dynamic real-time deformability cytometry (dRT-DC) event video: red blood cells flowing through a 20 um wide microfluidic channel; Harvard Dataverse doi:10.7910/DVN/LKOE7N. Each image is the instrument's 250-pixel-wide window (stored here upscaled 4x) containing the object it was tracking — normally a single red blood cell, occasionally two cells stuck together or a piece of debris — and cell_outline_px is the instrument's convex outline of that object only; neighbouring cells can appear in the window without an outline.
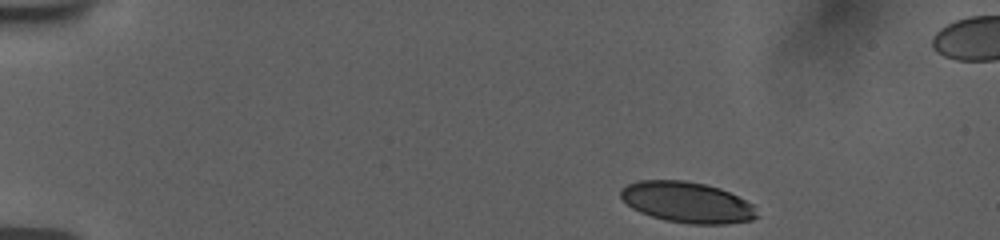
{"species": "human", "species_latin": "Homo sapiens", "temperature_condition": "room temperature", "stored_images_in_passage": 47, "camera_frame_rate_fps": 3000, "um_per_image_px": 0.085, "donor": {"sex": "female"}, "frame": {"image": 1, "passage_image": 1, "time_ms": 0.0, "image_size_px": [1000, 240], "cell_outline_px": [[760, 216], [752, 220], [728, 224], [688, 224], [664, 220], [640, 212], [632, 208], [620, 196], [620, 188], [636, 180], [684, 180], [704, 184], [720, 188], [752, 204]], "centroid_in_image_um": [58.4, 17.2], "position_along_channel_um": 26.6, "area_um2": 32.48}}
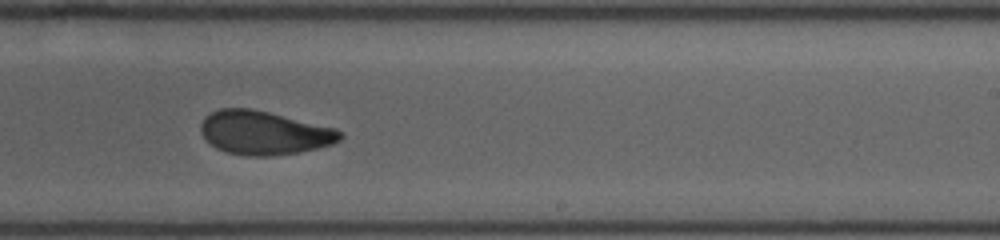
{"frame": {"image": 2, "passage_image": 28, "time_ms": 9.0, "image_size_px": [1000, 240], "cell_outline_px": [[344, 136], [340, 140], [332, 144], [300, 152], [268, 156], [248, 156], [224, 152], [216, 148], [200, 132], [200, 124], [204, 116], [220, 108], [252, 108], [336, 128]], "centroid_in_image_um": [22.43, 11.28], "position_along_channel_um": 266.6, "area_um2": 35.49}}
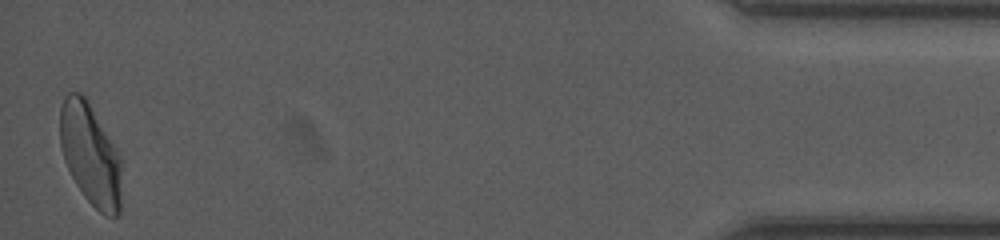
{"frame": {"image": 3, "passage_image": 47, "time_ms": 15.333, "image_size_px": [1000, 240], "cell_outline_px": [[120, 212], [116, 216], [104, 216], [84, 196], [76, 184], [64, 160], [60, 148], [60, 108], [64, 96], [68, 92], [80, 92], [84, 96], [120, 152]], "centroid_in_image_um": [7.67, 13.11], "position_along_channel_um": 427.5, "area_um2": 36.41}, "authors_computed_cell_mechanics": {"area_um2": 35.4892, "velocity_mm_per_s": 3.7606, "shape_relaxation_time_tau1_ms": 5.3381, "shape_relaxation_time_tau2_ms": 1.5657, "deformation_change_tau1": 0.1665, "deformation_change_tau2": 0.0727}}